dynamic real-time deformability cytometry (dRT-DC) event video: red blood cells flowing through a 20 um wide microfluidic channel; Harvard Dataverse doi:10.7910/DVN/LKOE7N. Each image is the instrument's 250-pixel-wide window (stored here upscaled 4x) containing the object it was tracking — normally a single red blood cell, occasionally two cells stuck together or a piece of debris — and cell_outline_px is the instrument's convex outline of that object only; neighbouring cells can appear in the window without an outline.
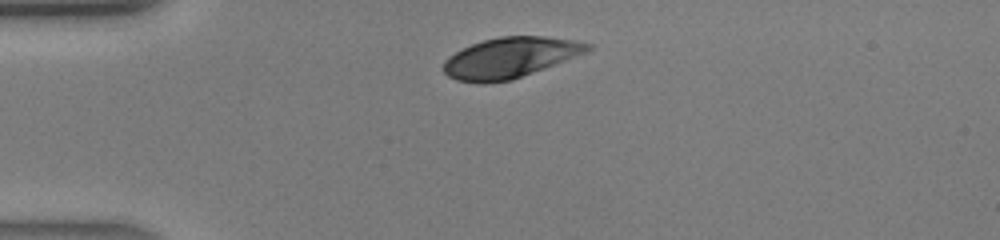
{"species": "human", "species_latin": "Homo sapiens", "temperature_condition": "warm", "stored_images_in_passage": 30, "camera_frame_rate_fps": 3000, "um_per_image_px": 0.085, "donor": {"sex": "male"}, "frame": {"image": 1, "passage_image": 1, "time_ms": 0.0, "image_size_px": [1000, 240], "cell_outline_px": [[552, 40], [528, 68], [524, 72], [516, 76], [504, 80], [464, 80], [448, 72], [448, 64], [460, 52], [476, 44], [492, 40], [516, 36], [528, 36]], "centroid_in_image_um": [42.3, 4.97], "position_along_channel_um": 42.7, "area_um2": 22.6}}
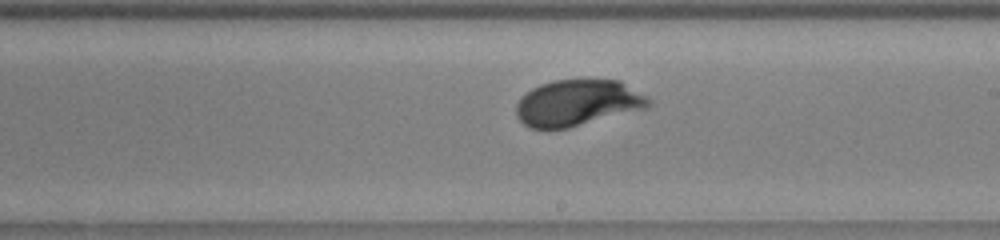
{"frame": {"image": 2, "passage_image": 15, "time_ms": 4.667, "image_size_px": [1000, 240], "cell_outline_px": [[636, 100], [580, 120], [568, 124], [532, 124], [524, 116], [524, 100], [528, 96], [540, 88], [552, 84], [616, 84]], "centroid_in_image_um": [48.66, 8.71], "position_along_channel_um": 240.3, "area_um2": 23.87}}
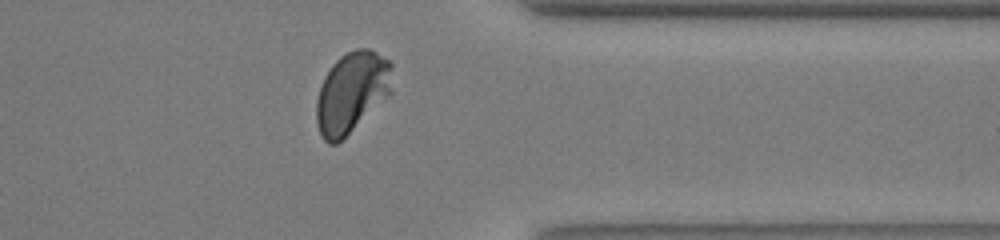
{"frame": {"image": 3, "passage_image": 24, "time_ms": 7.667, "image_size_px": [1000, 240], "cell_outline_px": [[388, 64], [352, 124], [344, 136], [340, 140], [328, 140], [324, 136], [320, 128], [320, 92], [332, 68], [344, 56], [352, 52], [356, 52]], "centroid_in_image_um": [29.52, 7.88], "position_along_channel_um": 381.9, "area_um2": 25.55}}